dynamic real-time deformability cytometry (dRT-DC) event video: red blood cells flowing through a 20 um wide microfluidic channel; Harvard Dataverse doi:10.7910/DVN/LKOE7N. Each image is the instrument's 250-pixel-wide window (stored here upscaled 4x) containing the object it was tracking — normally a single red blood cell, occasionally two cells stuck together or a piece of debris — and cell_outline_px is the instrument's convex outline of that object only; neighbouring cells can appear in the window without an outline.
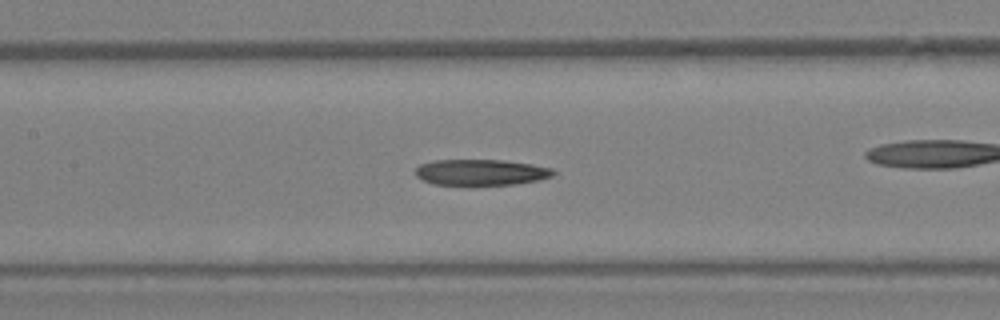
{"species": "Egyptian fruit bat (a non-hibernating species)", "species_latin": "Rousettus aegyptiacus", "temperature_condition": "warm", "stored_images_in_passage": 38, "camera_frame_rate_fps": 3000, "um_per_image_px": 0.085, "animal": {"sex": "female"}, "frame": {"image": 1, "passage_image": 17, "time_ms": 5.333, "image_size_px": [1000, 320], "cell_outline_px": [[556, 172], [552, 176], [536, 180], [516, 184], [472, 188], [468, 188], [432, 184], [416, 176], [416, 168], [420, 164], [432, 160], [504, 160], [532, 164], [552, 168]], "centroid_in_image_um": [40.84, 14.69], "position_along_channel_um": 166.6, "area_um2": 21.91}}